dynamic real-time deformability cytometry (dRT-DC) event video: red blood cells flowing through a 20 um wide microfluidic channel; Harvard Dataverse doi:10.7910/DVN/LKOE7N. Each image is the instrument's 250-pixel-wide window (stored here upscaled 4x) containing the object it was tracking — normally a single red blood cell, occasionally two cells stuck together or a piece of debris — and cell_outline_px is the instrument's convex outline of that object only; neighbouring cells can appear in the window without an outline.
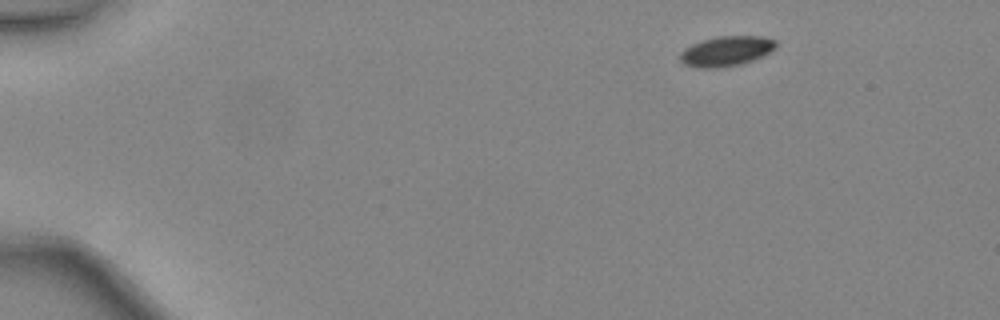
{"species": "common noctule bat (a hibernating species)", "species_latin": "Nyctalus noctula", "temperature_condition": "warm", "stored_images_in_passage": 42, "camera_frame_rate_fps": 3000, "um_per_image_px": 0.085, "animal": {"sex": "female", "body_mass_g": 24.6, "forearm_length_mm": 56.2}, "frame": {"image": 1, "passage_image": 1, "time_ms": 0.0, "image_size_px": [1000, 320], "cell_outline_px": [[776, 48], [764, 56], [740, 64], [720, 68], [696, 68], [684, 64], [680, 60], [680, 52], [684, 48], [692, 44], [716, 36], [764, 36], [776, 40]], "centroid_in_image_um": [61.74, 4.35], "position_along_channel_um": 23.3, "area_um2": 16.94}}
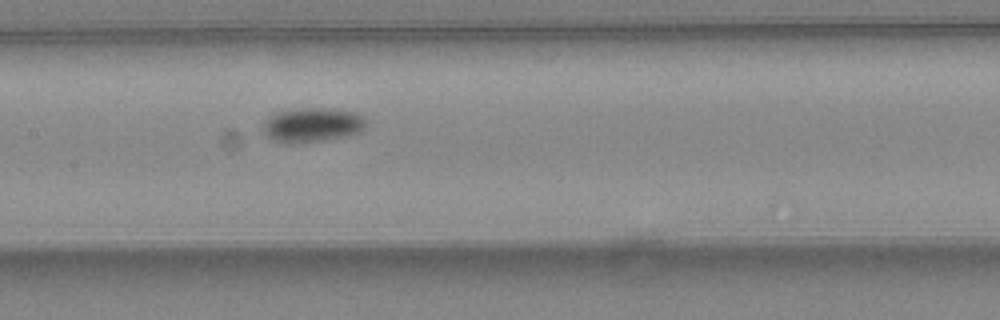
{"frame": {"image": 2, "passage_image": 19, "time_ms": 6.0, "image_size_px": [1000, 320], "cell_outline_px": [[368, 124], [360, 132], [348, 136], [324, 140], [288, 144], [272, 140], [264, 136], [260, 128], [268, 116], [276, 112], [288, 108], [336, 108], [356, 112], [364, 116], [368, 120]], "centroid_in_image_um": [26.52, 10.6], "position_along_channel_um": 180.9, "area_um2": 21.56}}
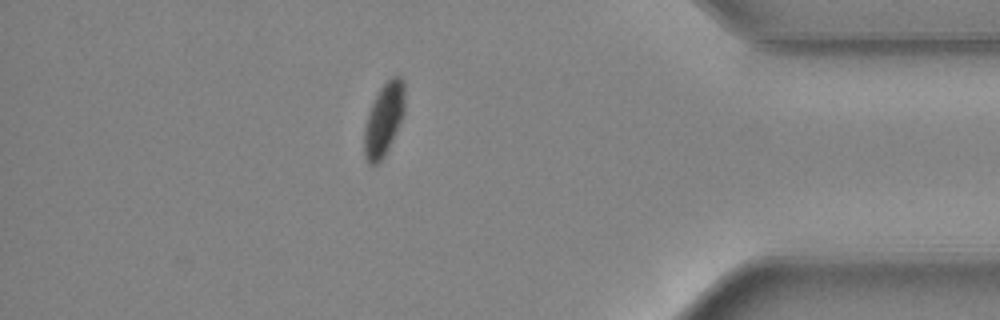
{"frame": {"image": 3, "passage_image": 36, "time_ms": 11.667, "image_size_px": [1000, 320], "cell_outline_px": [[404, 112], [392, 140], [384, 156], [376, 164], [368, 164], [364, 156], [364, 128], [368, 112], [380, 88], [392, 76], [400, 76], [404, 80]], "centroid_in_image_um": [32.61, 10.14], "position_along_channel_um": 402.6, "area_um2": 16.94}, "authors_computed_cell_mechanics": {"area_um2": 18.3226, "velocity_mm_per_s": 4.4566, "shape_relaxation_time_tau1_ms": 2.7106, "shape_relaxation_time_tau2_ms": null, "deformation_change_tau1": 0.0869, "deformation_change_tau2": null}}